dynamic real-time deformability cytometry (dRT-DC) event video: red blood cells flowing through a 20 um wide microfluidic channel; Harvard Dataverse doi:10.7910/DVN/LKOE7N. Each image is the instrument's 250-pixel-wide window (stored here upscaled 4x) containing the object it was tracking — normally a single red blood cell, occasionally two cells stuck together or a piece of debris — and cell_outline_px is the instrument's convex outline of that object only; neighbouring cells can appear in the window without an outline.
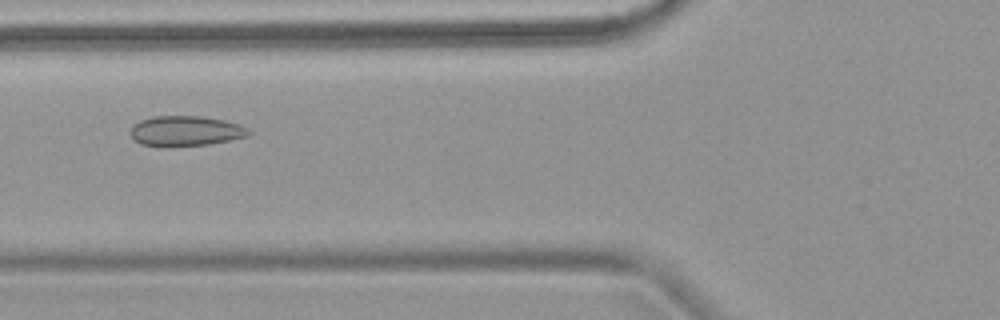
{"species": "common noctule bat (a hibernating species)", "species_latin": "Nyctalus noctula", "temperature_condition": "warm", "stored_images_in_passage": 8, "camera_frame_rate_fps": 3000, "um_per_image_px": 0.085, "animal": {"sex": "female", "body_mass_g": 18.4}, "frame": {"image": 1, "passage_image": 5, "time_ms": 5.667, "image_size_px": [1000, 320], "cell_outline_px": [[252, 132], [248, 136], [232, 140], [208, 144], [168, 148], [160, 148], [140, 144], [128, 132], [132, 124], [140, 120], [152, 116], [200, 116], [224, 120], [240, 124], [248, 128]], "centroid_in_image_um": [15.74, 11.15], "position_along_channel_um": 110.1, "area_um2": 21.44}}
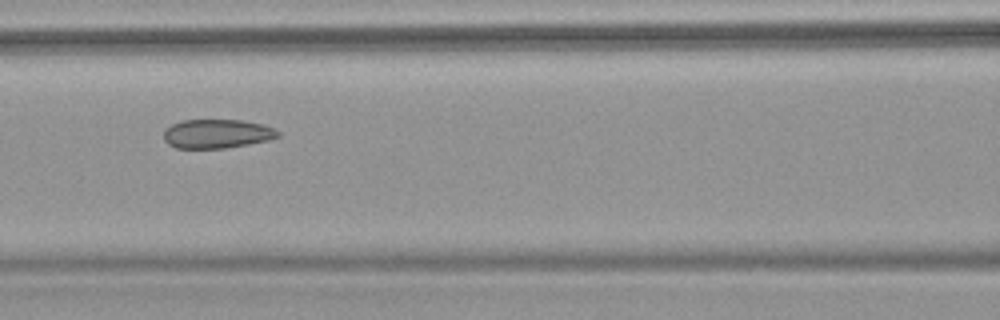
{"frame": {"image": 2, "passage_image": 6, "time_ms": 6.667, "image_size_px": [1000, 320], "cell_outline_px": [[280, 136], [268, 140], [248, 144], [224, 148], [176, 148], [168, 144], [164, 140], [164, 128], [180, 120], [244, 120], [264, 124], [280, 132]], "centroid_in_image_um": [18.43, 11.36], "position_along_channel_um": 148.2, "area_um2": 19.42}}
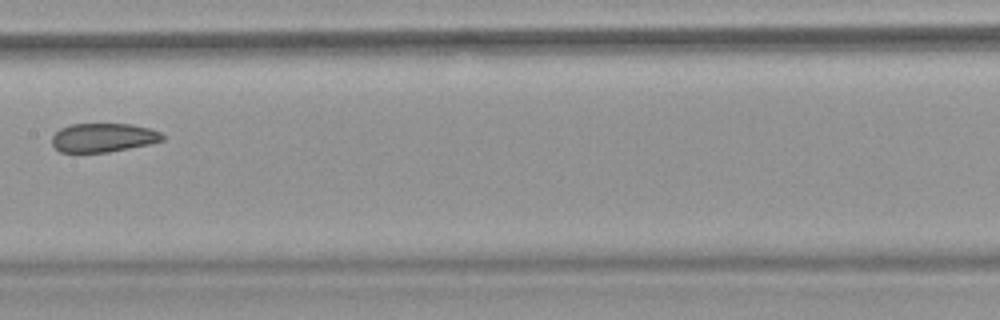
{"frame": {"image": 3, "passage_image": 7, "time_ms": 8.0, "image_size_px": [1000, 320], "cell_outline_px": [[164, 140], [148, 144], [108, 152], [60, 152], [52, 144], [52, 136], [60, 128], [72, 124], [132, 124], [148, 128], [160, 132], [164, 136]], "centroid_in_image_um": [8.76, 11.69], "position_along_channel_um": 198.6, "area_um2": 18.44}}